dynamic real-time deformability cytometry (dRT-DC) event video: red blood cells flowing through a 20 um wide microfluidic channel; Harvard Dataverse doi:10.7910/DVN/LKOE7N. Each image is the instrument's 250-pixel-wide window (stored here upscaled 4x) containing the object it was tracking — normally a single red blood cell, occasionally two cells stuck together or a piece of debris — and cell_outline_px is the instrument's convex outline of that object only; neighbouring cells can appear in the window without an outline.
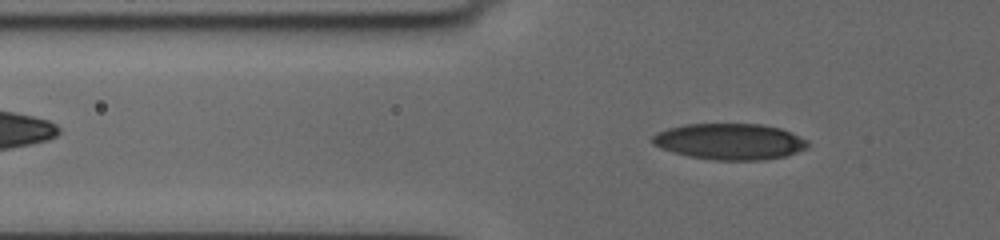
{"species": "human", "species_latin": "Homo sapiens", "temperature_condition": "cold", "stored_images_in_passage": 60, "camera_frame_rate_fps": 3000, "um_per_image_px": 0.085, "donor": {"sex": "female"}, "frame": {"image": 1, "passage_image": 23, "time_ms": 7.333, "image_size_px": [1000, 240], "cell_outline_px": [[808, 148], [784, 156], [764, 160], [716, 160], [688, 156], [672, 152], [660, 148], [652, 144], [652, 136], [656, 132], [668, 128], [684, 124], [760, 124], [780, 128], [808, 140]], "centroid_in_image_um": [62.0, 12.03], "position_along_channel_um": 63.8, "area_um2": 32.77}}
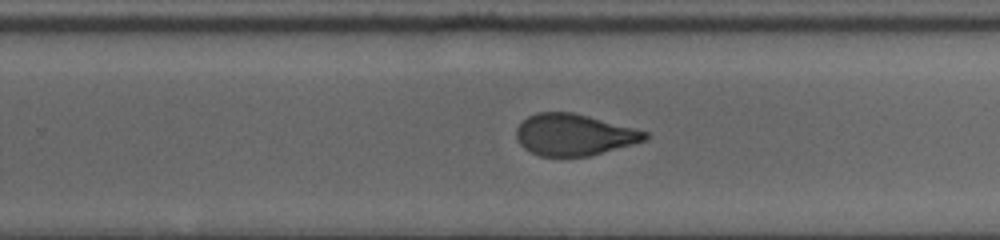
{"frame": {"image": 2, "passage_image": 42, "time_ms": 13.667, "image_size_px": [1000, 240], "cell_outline_px": [[648, 140], [588, 156], [540, 156], [524, 148], [516, 140], [516, 128], [528, 116], [536, 112], [572, 112], [588, 116], [648, 132]], "centroid_in_image_um": [48.77, 11.45], "position_along_channel_um": 281.0, "area_um2": 30.92}}
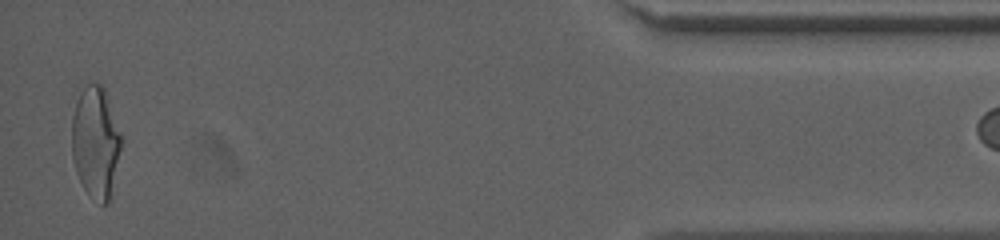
{"frame": {"image": 3, "passage_image": 59, "time_ms": 19.333, "image_size_px": [1000, 240], "cell_outline_px": [[124, 140], [108, 204], [100, 204], [88, 196], [76, 172], [72, 156], [72, 116], [80, 92], [88, 84], [100, 84], [104, 88]], "centroid_in_image_um": [8.15, 12.13], "position_along_channel_um": 427.1, "area_um2": 32.37}}